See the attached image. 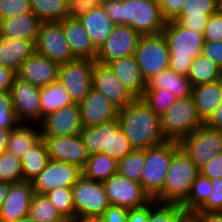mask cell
<instances>
[{"mask_svg": "<svg viewBox=\"0 0 222 222\" xmlns=\"http://www.w3.org/2000/svg\"><path fill=\"white\" fill-rule=\"evenodd\" d=\"M117 120L133 149H146L166 140L160 117L141 98L120 109Z\"/></svg>", "mask_w": 222, "mask_h": 222, "instance_id": "obj_1", "label": "cell"}, {"mask_svg": "<svg viewBox=\"0 0 222 222\" xmlns=\"http://www.w3.org/2000/svg\"><path fill=\"white\" fill-rule=\"evenodd\" d=\"M162 33L170 53L169 69L188 76L193 59L202 54L204 34L183 28L175 21L166 22Z\"/></svg>", "mask_w": 222, "mask_h": 222, "instance_id": "obj_2", "label": "cell"}, {"mask_svg": "<svg viewBox=\"0 0 222 222\" xmlns=\"http://www.w3.org/2000/svg\"><path fill=\"white\" fill-rule=\"evenodd\" d=\"M80 136L89 155L102 153L118 162L134 150L117 119L101 125L82 127Z\"/></svg>", "mask_w": 222, "mask_h": 222, "instance_id": "obj_3", "label": "cell"}, {"mask_svg": "<svg viewBox=\"0 0 222 222\" xmlns=\"http://www.w3.org/2000/svg\"><path fill=\"white\" fill-rule=\"evenodd\" d=\"M198 174L196 165L179 149L172 156L162 191L154 200L181 205L187 199Z\"/></svg>", "mask_w": 222, "mask_h": 222, "instance_id": "obj_4", "label": "cell"}, {"mask_svg": "<svg viewBox=\"0 0 222 222\" xmlns=\"http://www.w3.org/2000/svg\"><path fill=\"white\" fill-rule=\"evenodd\" d=\"M179 149V143L171 140L145 149L140 184L150 199H155L161 193L172 156Z\"/></svg>", "mask_w": 222, "mask_h": 222, "instance_id": "obj_5", "label": "cell"}, {"mask_svg": "<svg viewBox=\"0 0 222 222\" xmlns=\"http://www.w3.org/2000/svg\"><path fill=\"white\" fill-rule=\"evenodd\" d=\"M160 121L164 138L177 142L204 124L198 116L191 96L177 99L160 117Z\"/></svg>", "mask_w": 222, "mask_h": 222, "instance_id": "obj_6", "label": "cell"}, {"mask_svg": "<svg viewBox=\"0 0 222 222\" xmlns=\"http://www.w3.org/2000/svg\"><path fill=\"white\" fill-rule=\"evenodd\" d=\"M165 24L159 4L149 0H123V25L140 35L162 33Z\"/></svg>", "mask_w": 222, "mask_h": 222, "instance_id": "obj_7", "label": "cell"}, {"mask_svg": "<svg viewBox=\"0 0 222 222\" xmlns=\"http://www.w3.org/2000/svg\"><path fill=\"white\" fill-rule=\"evenodd\" d=\"M178 143L182 152L200 169L222 152V131L203 124Z\"/></svg>", "mask_w": 222, "mask_h": 222, "instance_id": "obj_8", "label": "cell"}, {"mask_svg": "<svg viewBox=\"0 0 222 222\" xmlns=\"http://www.w3.org/2000/svg\"><path fill=\"white\" fill-rule=\"evenodd\" d=\"M169 51L163 33L141 35L134 56L146 82L169 68Z\"/></svg>", "mask_w": 222, "mask_h": 222, "instance_id": "obj_9", "label": "cell"}, {"mask_svg": "<svg viewBox=\"0 0 222 222\" xmlns=\"http://www.w3.org/2000/svg\"><path fill=\"white\" fill-rule=\"evenodd\" d=\"M75 217L102 216L110 205L102 182L86 179L83 175L73 185Z\"/></svg>", "mask_w": 222, "mask_h": 222, "instance_id": "obj_10", "label": "cell"}, {"mask_svg": "<svg viewBox=\"0 0 222 222\" xmlns=\"http://www.w3.org/2000/svg\"><path fill=\"white\" fill-rule=\"evenodd\" d=\"M95 61L75 59L60 64L58 80L67 89L74 103H81L92 89Z\"/></svg>", "mask_w": 222, "mask_h": 222, "instance_id": "obj_11", "label": "cell"}, {"mask_svg": "<svg viewBox=\"0 0 222 222\" xmlns=\"http://www.w3.org/2000/svg\"><path fill=\"white\" fill-rule=\"evenodd\" d=\"M83 175L77 165L49 159L45 168L31 181L34 193L44 195L60 187L72 188Z\"/></svg>", "mask_w": 222, "mask_h": 222, "instance_id": "obj_12", "label": "cell"}, {"mask_svg": "<svg viewBox=\"0 0 222 222\" xmlns=\"http://www.w3.org/2000/svg\"><path fill=\"white\" fill-rule=\"evenodd\" d=\"M9 92L18 122L39 125L42 122L40 87L15 77Z\"/></svg>", "mask_w": 222, "mask_h": 222, "instance_id": "obj_13", "label": "cell"}, {"mask_svg": "<svg viewBox=\"0 0 222 222\" xmlns=\"http://www.w3.org/2000/svg\"><path fill=\"white\" fill-rule=\"evenodd\" d=\"M35 52L58 64L75 60L59 22L41 23Z\"/></svg>", "mask_w": 222, "mask_h": 222, "instance_id": "obj_14", "label": "cell"}, {"mask_svg": "<svg viewBox=\"0 0 222 222\" xmlns=\"http://www.w3.org/2000/svg\"><path fill=\"white\" fill-rule=\"evenodd\" d=\"M102 183L110 205L132 209L151 200L139 182L131 181L118 172Z\"/></svg>", "mask_w": 222, "mask_h": 222, "instance_id": "obj_15", "label": "cell"}, {"mask_svg": "<svg viewBox=\"0 0 222 222\" xmlns=\"http://www.w3.org/2000/svg\"><path fill=\"white\" fill-rule=\"evenodd\" d=\"M141 35L127 25H115L113 31L98 49L95 62H108L134 55Z\"/></svg>", "mask_w": 222, "mask_h": 222, "instance_id": "obj_16", "label": "cell"}, {"mask_svg": "<svg viewBox=\"0 0 222 222\" xmlns=\"http://www.w3.org/2000/svg\"><path fill=\"white\" fill-rule=\"evenodd\" d=\"M39 126L41 137H65L79 134L82 130L79 104L73 103L47 114Z\"/></svg>", "mask_w": 222, "mask_h": 222, "instance_id": "obj_17", "label": "cell"}, {"mask_svg": "<svg viewBox=\"0 0 222 222\" xmlns=\"http://www.w3.org/2000/svg\"><path fill=\"white\" fill-rule=\"evenodd\" d=\"M92 88L105 95L119 110L136 99L107 65L97 62L93 69Z\"/></svg>", "mask_w": 222, "mask_h": 222, "instance_id": "obj_18", "label": "cell"}, {"mask_svg": "<svg viewBox=\"0 0 222 222\" xmlns=\"http://www.w3.org/2000/svg\"><path fill=\"white\" fill-rule=\"evenodd\" d=\"M48 148L49 159L77 165L83 169L89 159L79 134L65 137H42Z\"/></svg>", "mask_w": 222, "mask_h": 222, "instance_id": "obj_19", "label": "cell"}, {"mask_svg": "<svg viewBox=\"0 0 222 222\" xmlns=\"http://www.w3.org/2000/svg\"><path fill=\"white\" fill-rule=\"evenodd\" d=\"M82 127H91L117 119L119 109L102 93L92 88L79 103Z\"/></svg>", "mask_w": 222, "mask_h": 222, "instance_id": "obj_20", "label": "cell"}, {"mask_svg": "<svg viewBox=\"0 0 222 222\" xmlns=\"http://www.w3.org/2000/svg\"><path fill=\"white\" fill-rule=\"evenodd\" d=\"M60 64L34 52L20 66L16 77L32 85L43 87L58 80Z\"/></svg>", "mask_w": 222, "mask_h": 222, "instance_id": "obj_21", "label": "cell"}, {"mask_svg": "<svg viewBox=\"0 0 222 222\" xmlns=\"http://www.w3.org/2000/svg\"><path fill=\"white\" fill-rule=\"evenodd\" d=\"M34 190L32 183L22 181L13 183L0 208V222H13L28 216Z\"/></svg>", "mask_w": 222, "mask_h": 222, "instance_id": "obj_22", "label": "cell"}, {"mask_svg": "<svg viewBox=\"0 0 222 222\" xmlns=\"http://www.w3.org/2000/svg\"><path fill=\"white\" fill-rule=\"evenodd\" d=\"M75 59L95 61L98 50L78 18L67 17L59 22Z\"/></svg>", "mask_w": 222, "mask_h": 222, "instance_id": "obj_23", "label": "cell"}, {"mask_svg": "<svg viewBox=\"0 0 222 222\" xmlns=\"http://www.w3.org/2000/svg\"><path fill=\"white\" fill-rule=\"evenodd\" d=\"M219 0H186L182 12L174 20L183 28L204 33L208 17L218 10Z\"/></svg>", "mask_w": 222, "mask_h": 222, "instance_id": "obj_24", "label": "cell"}, {"mask_svg": "<svg viewBox=\"0 0 222 222\" xmlns=\"http://www.w3.org/2000/svg\"><path fill=\"white\" fill-rule=\"evenodd\" d=\"M124 87L136 98H141L147 82L142 76L134 55L112 60L106 64Z\"/></svg>", "mask_w": 222, "mask_h": 222, "instance_id": "obj_25", "label": "cell"}, {"mask_svg": "<svg viewBox=\"0 0 222 222\" xmlns=\"http://www.w3.org/2000/svg\"><path fill=\"white\" fill-rule=\"evenodd\" d=\"M41 21L31 12L0 20V37L31 40L34 44Z\"/></svg>", "mask_w": 222, "mask_h": 222, "instance_id": "obj_26", "label": "cell"}, {"mask_svg": "<svg viewBox=\"0 0 222 222\" xmlns=\"http://www.w3.org/2000/svg\"><path fill=\"white\" fill-rule=\"evenodd\" d=\"M191 97L199 118L205 123L222 103L221 80L192 86Z\"/></svg>", "mask_w": 222, "mask_h": 222, "instance_id": "obj_27", "label": "cell"}, {"mask_svg": "<svg viewBox=\"0 0 222 222\" xmlns=\"http://www.w3.org/2000/svg\"><path fill=\"white\" fill-rule=\"evenodd\" d=\"M34 52L35 44L31 40L0 37V65L15 73Z\"/></svg>", "mask_w": 222, "mask_h": 222, "instance_id": "obj_28", "label": "cell"}, {"mask_svg": "<svg viewBox=\"0 0 222 222\" xmlns=\"http://www.w3.org/2000/svg\"><path fill=\"white\" fill-rule=\"evenodd\" d=\"M79 21L90 35L92 44L98 50L114 29V22L102 6L80 16Z\"/></svg>", "mask_w": 222, "mask_h": 222, "instance_id": "obj_29", "label": "cell"}, {"mask_svg": "<svg viewBox=\"0 0 222 222\" xmlns=\"http://www.w3.org/2000/svg\"><path fill=\"white\" fill-rule=\"evenodd\" d=\"M161 89H167L179 99L191 96L192 85L188 76L168 68L151 77L145 90Z\"/></svg>", "mask_w": 222, "mask_h": 222, "instance_id": "obj_30", "label": "cell"}, {"mask_svg": "<svg viewBox=\"0 0 222 222\" xmlns=\"http://www.w3.org/2000/svg\"><path fill=\"white\" fill-rule=\"evenodd\" d=\"M37 125L38 124L29 125L19 123L13 128L8 139L6 151L21 159V157L42 138L40 126Z\"/></svg>", "mask_w": 222, "mask_h": 222, "instance_id": "obj_31", "label": "cell"}, {"mask_svg": "<svg viewBox=\"0 0 222 222\" xmlns=\"http://www.w3.org/2000/svg\"><path fill=\"white\" fill-rule=\"evenodd\" d=\"M39 99L42 120L47 114L74 103L67 89L59 80L52 82L47 86L40 87Z\"/></svg>", "mask_w": 222, "mask_h": 222, "instance_id": "obj_32", "label": "cell"}, {"mask_svg": "<svg viewBox=\"0 0 222 222\" xmlns=\"http://www.w3.org/2000/svg\"><path fill=\"white\" fill-rule=\"evenodd\" d=\"M23 180L31 182L46 166L49 154L46 142L41 138L22 157Z\"/></svg>", "mask_w": 222, "mask_h": 222, "instance_id": "obj_33", "label": "cell"}, {"mask_svg": "<svg viewBox=\"0 0 222 222\" xmlns=\"http://www.w3.org/2000/svg\"><path fill=\"white\" fill-rule=\"evenodd\" d=\"M117 161L102 153L89 155L85 167L82 169L86 179L103 182L117 173Z\"/></svg>", "mask_w": 222, "mask_h": 222, "instance_id": "obj_34", "label": "cell"}, {"mask_svg": "<svg viewBox=\"0 0 222 222\" xmlns=\"http://www.w3.org/2000/svg\"><path fill=\"white\" fill-rule=\"evenodd\" d=\"M32 13L42 22H60L69 17L68 0H30Z\"/></svg>", "mask_w": 222, "mask_h": 222, "instance_id": "obj_35", "label": "cell"}, {"mask_svg": "<svg viewBox=\"0 0 222 222\" xmlns=\"http://www.w3.org/2000/svg\"><path fill=\"white\" fill-rule=\"evenodd\" d=\"M221 69L203 54L196 56L191 64L188 78L192 86L220 80Z\"/></svg>", "mask_w": 222, "mask_h": 222, "instance_id": "obj_36", "label": "cell"}, {"mask_svg": "<svg viewBox=\"0 0 222 222\" xmlns=\"http://www.w3.org/2000/svg\"><path fill=\"white\" fill-rule=\"evenodd\" d=\"M28 216L38 222H69L45 195L36 193L32 196Z\"/></svg>", "mask_w": 222, "mask_h": 222, "instance_id": "obj_37", "label": "cell"}, {"mask_svg": "<svg viewBox=\"0 0 222 222\" xmlns=\"http://www.w3.org/2000/svg\"><path fill=\"white\" fill-rule=\"evenodd\" d=\"M145 163V149H134L117 162V172L127 179L139 182Z\"/></svg>", "mask_w": 222, "mask_h": 222, "instance_id": "obj_38", "label": "cell"}, {"mask_svg": "<svg viewBox=\"0 0 222 222\" xmlns=\"http://www.w3.org/2000/svg\"><path fill=\"white\" fill-rule=\"evenodd\" d=\"M213 185L209 178L197 175L187 199L181 204L184 210L197 211L212 193Z\"/></svg>", "mask_w": 222, "mask_h": 222, "instance_id": "obj_39", "label": "cell"}, {"mask_svg": "<svg viewBox=\"0 0 222 222\" xmlns=\"http://www.w3.org/2000/svg\"><path fill=\"white\" fill-rule=\"evenodd\" d=\"M44 195L69 222L75 218L72 188H55Z\"/></svg>", "mask_w": 222, "mask_h": 222, "instance_id": "obj_40", "label": "cell"}, {"mask_svg": "<svg viewBox=\"0 0 222 222\" xmlns=\"http://www.w3.org/2000/svg\"><path fill=\"white\" fill-rule=\"evenodd\" d=\"M141 99L159 117L177 100L174 94L167 89L145 90Z\"/></svg>", "mask_w": 222, "mask_h": 222, "instance_id": "obj_41", "label": "cell"}, {"mask_svg": "<svg viewBox=\"0 0 222 222\" xmlns=\"http://www.w3.org/2000/svg\"><path fill=\"white\" fill-rule=\"evenodd\" d=\"M21 160L8 151L0 154V182L18 183L22 182Z\"/></svg>", "mask_w": 222, "mask_h": 222, "instance_id": "obj_42", "label": "cell"}, {"mask_svg": "<svg viewBox=\"0 0 222 222\" xmlns=\"http://www.w3.org/2000/svg\"><path fill=\"white\" fill-rule=\"evenodd\" d=\"M182 210L179 204L159 203L151 199L147 222H179Z\"/></svg>", "mask_w": 222, "mask_h": 222, "instance_id": "obj_43", "label": "cell"}, {"mask_svg": "<svg viewBox=\"0 0 222 222\" xmlns=\"http://www.w3.org/2000/svg\"><path fill=\"white\" fill-rule=\"evenodd\" d=\"M19 124L9 91H0V128L13 129Z\"/></svg>", "mask_w": 222, "mask_h": 222, "instance_id": "obj_44", "label": "cell"}, {"mask_svg": "<svg viewBox=\"0 0 222 222\" xmlns=\"http://www.w3.org/2000/svg\"><path fill=\"white\" fill-rule=\"evenodd\" d=\"M31 12L30 0H0V20Z\"/></svg>", "mask_w": 222, "mask_h": 222, "instance_id": "obj_45", "label": "cell"}, {"mask_svg": "<svg viewBox=\"0 0 222 222\" xmlns=\"http://www.w3.org/2000/svg\"><path fill=\"white\" fill-rule=\"evenodd\" d=\"M213 189L206 202L197 210L203 212H222V178L211 180Z\"/></svg>", "mask_w": 222, "mask_h": 222, "instance_id": "obj_46", "label": "cell"}, {"mask_svg": "<svg viewBox=\"0 0 222 222\" xmlns=\"http://www.w3.org/2000/svg\"><path fill=\"white\" fill-rule=\"evenodd\" d=\"M103 0H68L70 18H79L88 11L102 6Z\"/></svg>", "mask_w": 222, "mask_h": 222, "instance_id": "obj_47", "label": "cell"}, {"mask_svg": "<svg viewBox=\"0 0 222 222\" xmlns=\"http://www.w3.org/2000/svg\"><path fill=\"white\" fill-rule=\"evenodd\" d=\"M203 34L205 41H222V15L218 11L208 17Z\"/></svg>", "mask_w": 222, "mask_h": 222, "instance_id": "obj_48", "label": "cell"}, {"mask_svg": "<svg viewBox=\"0 0 222 222\" xmlns=\"http://www.w3.org/2000/svg\"><path fill=\"white\" fill-rule=\"evenodd\" d=\"M186 0H162L159 4L161 14L166 22L174 21L182 12Z\"/></svg>", "mask_w": 222, "mask_h": 222, "instance_id": "obj_49", "label": "cell"}, {"mask_svg": "<svg viewBox=\"0 0 222 222\" xmlns=\"http://www.w3.org/2000/svg\"><path fill=\"white\" fill-rule=\"evenodd\" d=\"M199 173L210 180L222 178V152L199 169Z\"/></svg>", "mask_w": 222, "mask_h": 222, "instance_id": "obj_50", "label": "cell"}, {"mask_svg": "<svg viewBox=\"0 0 222 222\" xmlns=\"http://www.w3.org/2000/svg\"><path fill=\"white\" fill-rule=\"evenodd\" d=\"M102 7L115 25H123V0H103Z\"/></svg>", "mask_w": 222, "mask_h": 222, "instance_id": "obj_51", "label": "cell"}, {"mask_svg": "<svg viewBox=\"0 0 222 222\" xmlns=\"http://www.w3.org/2000/svg\"><path fill=\"white\" fill-rule=\"evenodd\" d=\"M202 54L222 69V41H205Z\"/></svg>", "mask_w": 222, "mask_h": 222, "instance_id": "obj_52", "label": "cell"}, {"mask_svg": "<svg viewBox=\"0 0 222 222\" xmlns=\"http://www.w3.org/2000/svg\"><path fill=\"white\" fill-rule=\"evenodd\" d=\"M128 209L109 205L101 216L104 222H127Z\"/></svg>", "mask_w": 222, "mask_h": 222, "instance_id": "obj_53", "label": "cell"}, {"mask_svg": "<svg viewBox=\"0 0 222 222\" xmlns=\"http://www.w3.org/2000/svg\"><path fill=\"white\" fill-rule=\"evenodd\" d=\"M150 212V201L137 208L128 209L127 222H147Z\"/></svg>", "mask_w": 222, "mask_h": 222, "instance_id": "obj_54", "label": "cell"}, {"mask_svg": "<svg viewBox=\"0 0 222 222\" xmlns=\"http://www.w3.org/2000/svg\"><path fill=\"white\" fill-rule=\"evenodd\" d=\"M16 73L0 65V91H9Z\"/></svg>", "mask_w": 222, "mask_h": 222, "instance_id": "obj_55", "label": "cell"}, {"mask_svg": "<svg viewBox=\"0 0 222 222\" xmlns=\"http://www.w3.org/2000/svg\"><path fill=\"white\" fill-rule=\"evenodd\" d=\"M204 124L210 128L222 131V103Z\"/></svg>", "mask_w": 222, "mask_h": 222, "instance_id": "obj_56", "label": "cell"}, {"mask_svg": "<svg viewBox=\"0 0 222 222\" xmlns=\"http://www.w3.org/2000/svg\"><path fill=\"white\" fill-rule=\"evenodd\" d=\"M179 222H202V217L198 211L182 210Z\"/></svg>", "mask_w": 222, "mask_h": 222, "instance_id": "obj_57", "label": "cell"}, {"mask_svg": "<svg viewBox=\"0 0 222 222\" xmlns=\"http://www.w3.org/2000/svg\"><path fill=\"white\" fill-rule=\"evenodd\" d=\"M198 212L202 217V222H222V212Z\"/></svg>", "mask_w": 222, "mask_h": 222, "instance_id": "obj_58", "label": "cell"}, {"mask_svg": "<svg viewBox=\"0 0 222 222\" xmlns=\"http://www.w3.org/2000/svg\"><path fill=\"white\" fill-rule=\"evenodd\" d=\"M12 129L0 128V154L7 150L8 139Z\"/></svg>", "mask_w": 222, "mask_h": 222, "instance_id": "obj_59", "label": "cell"}, {"mask_svg": "<svg viewBox=\"0 0 222 222\" xmlns=\"http://www.w3.org/2000/svg\"><path fill=\"white\" fill-rule=\"evenodd\" d=\"M11 183L0 182V208L7 197L10 190Z\"/></svg>", "mask_w": 222, "mask_h": 222, "instance_id": "obj_60", "label": "cell"}, {"mask_svg": "<svg viewBox=\"0 0 222 222\" xmlns=\"http://www.w3.org/2000/svg\"><path fill=\"white\" fill-rule=\"evenodd\" d=\"M71 222H104L101 216L75 217Z\"/></svg>", "mask_w": 222, "mask_h": 222, "instance_id": "obj_61", "label": "cell"}, {"mask_svg": "<svg viewBox=\"0 0 222 222\" xmlns=\"http://www.w3.org/2000/svg\"><path fill=\"white\" fill-rule=\"evenodd\" d=\"M13 222H38V221L30 218L29 216H25V217H22L21 219L13 221Z\"/></svg>", "mask_w": 222, "mask_h": 222, "instance_id": "obj_62", "label": "cell"}, {"mask_svg": "<svg viewBox=\"0 0 222 222\" xmlns=\"http://www.w3.org/2000/svg\"><path fill=\"white\" fill-rule=\"evenodd\" d=\"M217 11L222 15V0L218 1V10Z\"/></svg>", "mask_w": 222, "mask_h": 222, "instance_id": "obj_63", "label": "cell"}, {"mask_svg": "<svg viewBox=\"0 0 222 222\" xmlns=\"http://www.w3.org/2000/svg\"><path fill=\"white\" fill-rule=\"evenodd\" d=\"M149 1H152V2H155V3H157V4H160V2H161L162 0H149Z\"/></svg>", "mask_w": 222, "mask_h": 222, "instance_id": "obj_64", "label": "cell"}, {"mask_svg": "<svg viewBox=\"0 0 222 222\" xmlns=\"http://www.w3.org/2000/svg\"><path fill=\"white\" fill-rule=\"evenodd\" d=\"M220 80L222 82V69H221V74H220Z\"/></svg>", "mask_w": 222, "mask_h": 222, "instance_id": "obj_65", "label": "cell"}]
</instances>
